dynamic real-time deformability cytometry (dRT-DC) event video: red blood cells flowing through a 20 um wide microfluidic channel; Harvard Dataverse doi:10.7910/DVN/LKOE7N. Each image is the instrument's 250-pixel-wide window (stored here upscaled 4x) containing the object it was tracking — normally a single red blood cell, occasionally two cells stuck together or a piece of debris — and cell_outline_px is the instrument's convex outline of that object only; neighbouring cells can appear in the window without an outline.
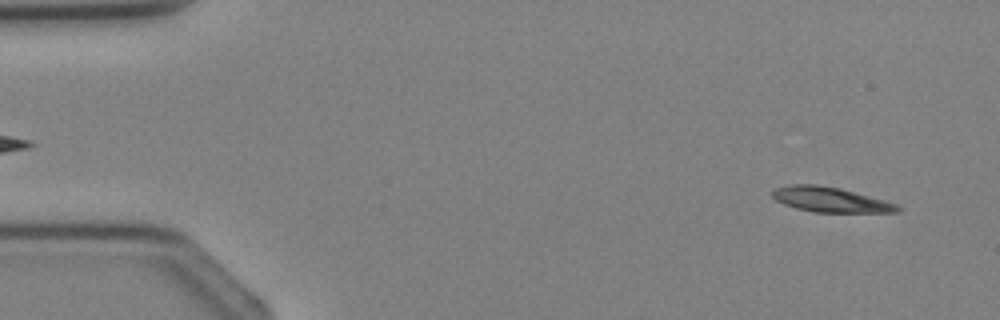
{"species": "Egyptian fruit bat (a non-hibernating species)", "species_latin": "Rousettus aegyptiacus", "temperature_condition": "cold", "stored_images_in_passage": 4, "camera_frame_rate_fps": 3000, "um_per_image_px": 0.085, "animal": {"sex": "female"}, "frame": {"image": 1, "passage_image": 4, "time_ms": 3.333, "image_size_px": [1000, 320], "cell_outline_px": [[900, 212], [812, 212], [796, 208], [784, 204], [776, 200], [772, 196], [772, 192], [776, 188], [792, 184], [816, 184], [840, 188], [884, 200], [896, 204], [900, 208]], "centroid_in_image_um": [70.56, 16.97], "position_along_channel_um": 14.4, "area_um2": 18.03}}